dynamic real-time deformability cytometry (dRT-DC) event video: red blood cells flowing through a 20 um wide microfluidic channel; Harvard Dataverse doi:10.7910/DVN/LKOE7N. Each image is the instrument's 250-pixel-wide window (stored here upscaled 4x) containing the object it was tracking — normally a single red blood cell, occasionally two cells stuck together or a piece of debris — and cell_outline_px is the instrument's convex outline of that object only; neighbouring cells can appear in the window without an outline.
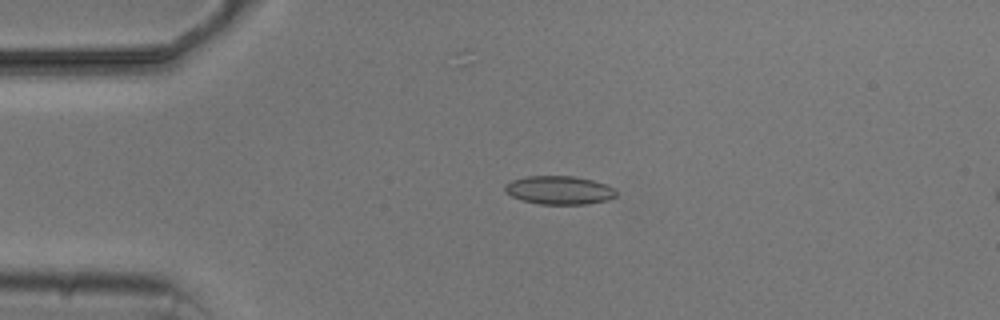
{"species": "common noctule bat (a hibernating species)", "species_latin": "Nyctalus noctula", "temperature_condition": "cold", "stored_images_in_passage": 2, "camera_frame_rate_fps": 3000, "um_per_image_px": 0.085, "animal": {"sex": "male", "body_mass_g": 20.5, "forearm_length_mm": 52.5}, "frame": {"image": 1, "passage_image": 1, "time_ms": 0.0, "image_size_px": [1000, 320], "cell_outline_px": [[616, 196], [608, 200], [588, 204], [540, 204], [524, 200], [512, 196], [504, 192], [504, 184], [512, 180], [524, 176], [572, 176], [592, 180], [616, 188]], "centroid_in_image_um": [47.53, 16.16], "position_along_channel_um": 37.5, "area_um2": 18.5}}